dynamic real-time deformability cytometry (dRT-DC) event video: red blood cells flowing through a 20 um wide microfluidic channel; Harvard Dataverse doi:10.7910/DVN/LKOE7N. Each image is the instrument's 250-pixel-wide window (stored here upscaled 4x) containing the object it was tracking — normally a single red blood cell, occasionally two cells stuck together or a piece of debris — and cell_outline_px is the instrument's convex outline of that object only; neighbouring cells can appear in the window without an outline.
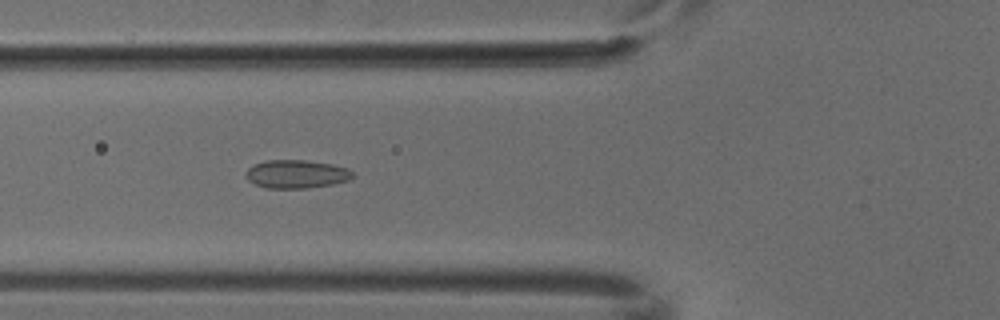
{"species": "common noctule bat (a hibernating species)", "species_latin": "Nyctalus noctula", "temperature_condition": "cold", "stored_images_in_passage": 4, "camera_frame_rate_fps": 3000, "um_per_image_px": 0.085, "animal": {"sex": "male", "body_mass_g": 18.8}, "frame": {"image": 1, "passage_image": 2, "time_ms": 0.333, "image_size_px": [1000, 320], "cell_outline_px": [[352, 176], [348, 180], [332, 184], [304, 188], [268, 188], [256, 184], [248, 180], [244, 176], [244, 172], [248, 168], [256, 164], [268, 160], [304, 160], [332, 164], [348, 168], [352, 172]], "centroid_in_image_um": [25.16, 14.79], "position_along_channel_um": 100.6, "area_um2": 17.46}}
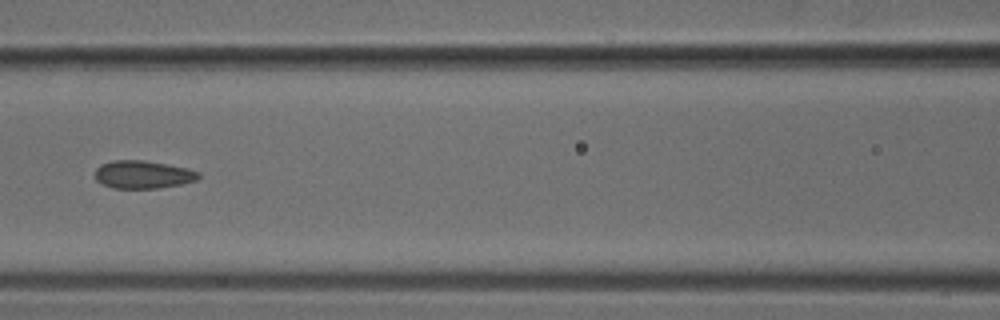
{"frame": {"image": 2, "passage_image": 3, "time_ms": 0.667, "image_size_px": [1000, 320], "cell_outline_px": [[200, 176], [196, 180], [180, 184], [156, 188], [116, 188], [104, 184], [96, 180], [96, 168], [100, 164], [112, 160], [144, 160], [188, 168], [200, 172]], "centroid_in_image_um": [12.15, 14.82], "position_along_channel_um": 154.4, "area_um2": 16.7}}
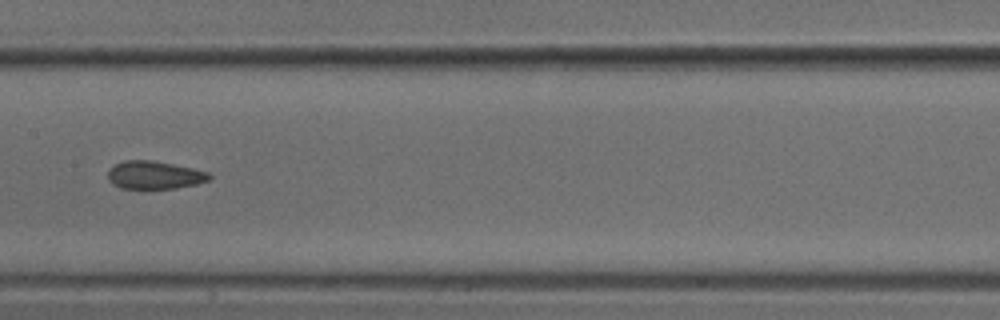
{"frame": {"image": 3, "passage_image": 4, "time_ms": 1.0, "image_size_px": [1000, 320], "cell_outline_px": [[212, 176], [208, 180], [196, 184], [176, 188], [120, 188], [112, 184], [108, 180], [108, 172], [116, 164], [124, 160], [152, 160], [192, 168], [208, 172]], "centroid_in_image_um": [13.12, 14.88], "position_along_channel_um": 194.3, "area_um2": 16.36}}